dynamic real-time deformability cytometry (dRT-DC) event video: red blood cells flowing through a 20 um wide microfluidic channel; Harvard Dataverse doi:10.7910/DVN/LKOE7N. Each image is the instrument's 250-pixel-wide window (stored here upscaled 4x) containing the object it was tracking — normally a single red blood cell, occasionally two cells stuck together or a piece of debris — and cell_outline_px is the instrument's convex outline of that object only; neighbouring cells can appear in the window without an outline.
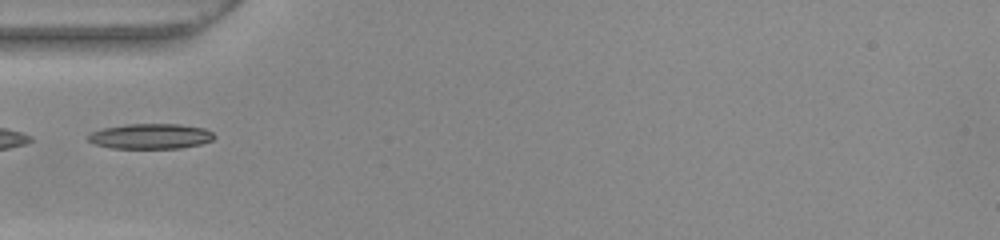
{"species": "common noctule bat (a hibernating species)", "species_latin": "Nyctalus noctula", "temperature_condition": "warm", "stored_images_in_passage": 8, "camera_frame_rate_fps": 3000, "um_per_image_px": 0.085, "animal": {"sex": "female", "body_mass_g": 22.0, "forearm_length_mm": 56.7}, "frame": {"image": 1, "passage_image": 1, "time_ms": 0.0, "image_size_px": [1000, 240], "cell_outline_px": [[216, 136], [212, 140], [200, 144], [180, 148], [112, 148], [92, 144], [88, 140], [88, 136], [92, 132], [104, 128], [124, 124], [180, 124], [204, 128], [212, 132]], "centroid_in_image_um": [12.8, 11.58], "position_along_channel_um": 72.2, "area_um2": 18.55}}
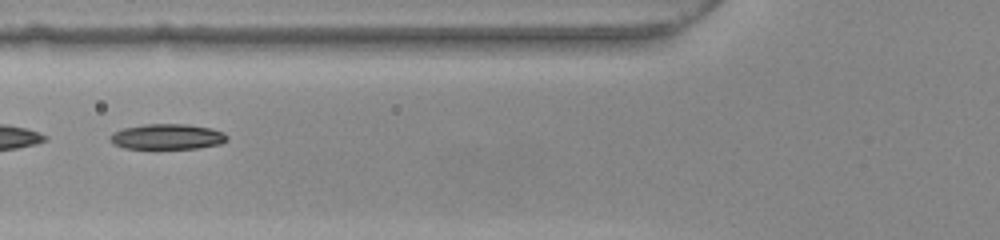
{"frame": {"image": 2, "passage_image": 4, "time_ms": 1.0, "image_size_px": [1000, 240], "cell_outline_px": [[228, 140], [220, 144], [196, 148], [124, 148], [112, 144], [108, 140], [108, 136], [112, 132], [124, 128], [144, 124], [188, 124], [212, 128], [224, 132], [228, 136]], "centroid_in_image_um": [14.2, 11.61], "position_along_channel_um": 111.6, "area_um2": 17.51}}
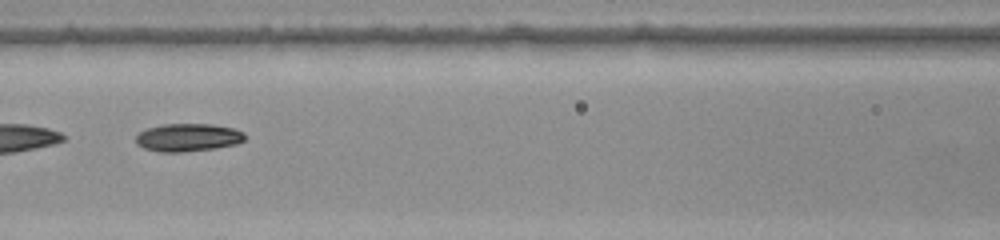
{"frame": {"image": 3, "passage_image": 7, "time_ms": 2.0, "image_size_px": [1000, 240], "cell_outline_px": [[244, 140], [236, 144], [216, 148], [184, 152], [160, 152], [144, 148], [136, 144], [136, 136], [140, 132], [148, 128], [164, 124], [212, 124], [232, 128], [244, 132]], "centroid_in_image_um": [15.97, 11.69], "position_along_channel_um": 150.6, "area_um2": 17.69}}